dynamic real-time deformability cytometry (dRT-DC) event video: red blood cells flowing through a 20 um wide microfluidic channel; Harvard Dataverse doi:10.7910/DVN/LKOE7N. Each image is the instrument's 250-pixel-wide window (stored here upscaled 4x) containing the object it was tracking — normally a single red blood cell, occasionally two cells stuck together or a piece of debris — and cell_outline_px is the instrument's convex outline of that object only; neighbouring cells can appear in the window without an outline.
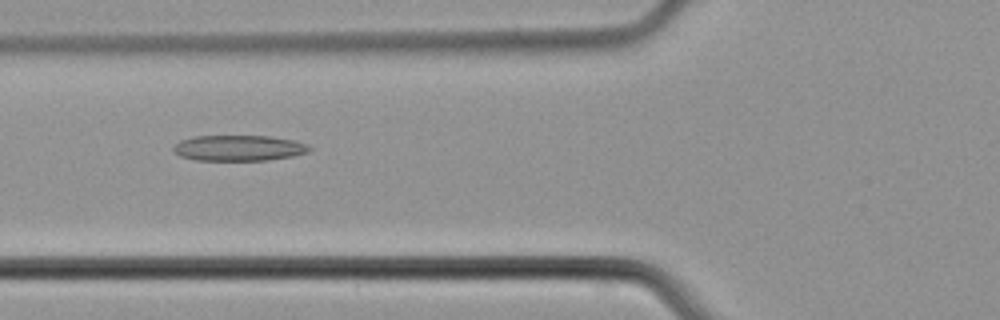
{"species": "common noctule bat (a hibernating species)", "species_latin": "Nyctalus noctula", "temperature_condition": "cold", "stored_images_in_passage": 48, "camera_frame_rate_fps": 3000, "um_per_image_px": 0.085, "animal": {"sex": "male", "body_mass_g": 21.5, "forearm_length_mm": 52.0}, "frame": {"image": 1, "passage_image": 18, "time_ms": 5.667, "image_size_px": [1000, 320], "cell_outline_px": [[312, 148], [308, 152], [292, 156], [268, 160], [196, 160], [180, 156], [172, 148], [180, 140], [192, 136], [272, 136], [296, 140], [308, 144]], "centroid_in_image_um": [20.33, 12.57], "position_along_channel_um": 105.5, "area_um2": 20.46}}
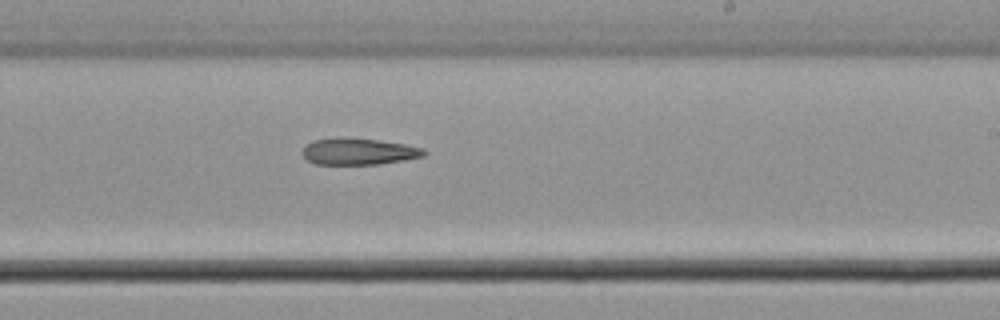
{"frame": {"image": 2, "passage_image": 29, "time_ms": 9.333, "image_size_px": [1000, 320], "cell_outline_px": [[428, 152], [424, 156], [404, 160], [380, 164], [312, 164], [304, 160], [300, 152], [312, 140], [336, 136], [352, 136], [404, 144], [424, 148]], "centroid_in_image_um": [30.42, 12.86], "position_along_channel_um": 258.6, "area_um2": 19.48}}
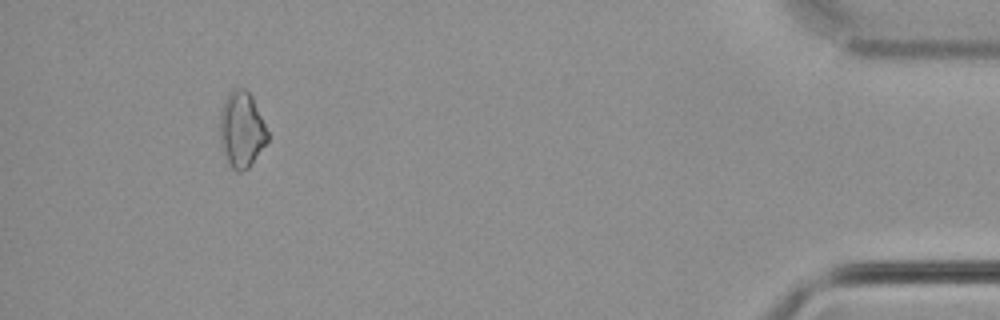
{"frame": {"image": 3, "passage_image": 45, "time_ms": 14.667, "image_size_px": [1000, 320], "cell_outline_px": [[268, 140], [248, 168], [240, 172], [236, 172], [232, 168], [224, 152], [220, 140], [220, 112], [224, 100], [228, 92], [232, 88], [244, 88], [252, 96], [268, 132]], "centroid_in_image_um": [20.53, 10.98], "position_along_channel_um": 414.7, "area_um2": 20.87}}